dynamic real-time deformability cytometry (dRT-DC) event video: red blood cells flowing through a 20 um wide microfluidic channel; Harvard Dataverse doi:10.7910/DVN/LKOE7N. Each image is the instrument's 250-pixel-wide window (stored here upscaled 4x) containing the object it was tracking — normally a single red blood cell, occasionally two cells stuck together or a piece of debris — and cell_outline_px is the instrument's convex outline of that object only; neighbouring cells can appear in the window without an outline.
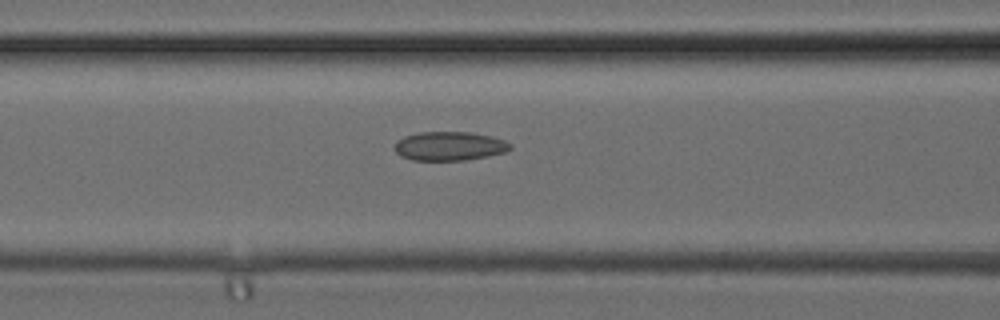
{"species": "common noctule bat (a hibernating species)", "species_latin": "Nyctalus noctula", "temperature_condition": "cold", "stored_images_in_passage": 4, "camera_frame_rate_fps": 3000, "um_per_image_px": 0.085, "animal": {"sex": "female", "body_mass_g": 24.6, "forearm_length_mm": 56.2}, "frame": {"image": 1, "passage_image": 4, "time_ms": 1.0, "image_size_px": [1000, 320], "cell_outline_px": [[512, 148], [504, 152], [488, 156], [464, 160], [412, 160], [400, 156], [396, 152], [396, 140], [404, 136], [420, 132], [468, 132], [492, 136], [504, 140], [512, 144]], "centroid_in_image_um": [38.21, 12.41], "position_along_channel_um": 128.4, "area_um2": 19.48}}